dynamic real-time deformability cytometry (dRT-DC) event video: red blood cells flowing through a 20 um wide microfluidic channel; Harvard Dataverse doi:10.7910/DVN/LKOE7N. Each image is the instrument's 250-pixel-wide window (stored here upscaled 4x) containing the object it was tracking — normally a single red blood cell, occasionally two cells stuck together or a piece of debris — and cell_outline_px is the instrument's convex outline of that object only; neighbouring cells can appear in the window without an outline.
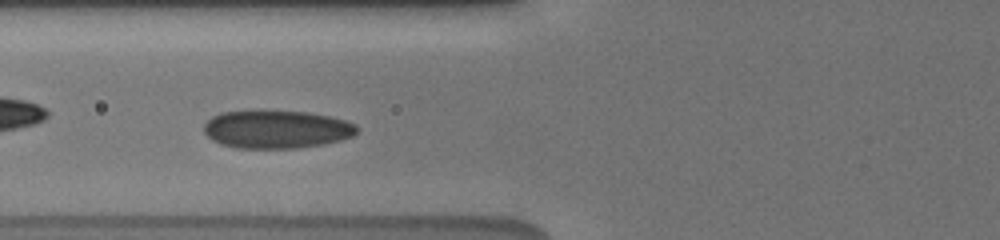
{"species": "human", "species_latin": "Homo sapiens", "temperature_condition": "cold", "stored_images_in_passage": 31, "camera_frame_rate_fps": 3000, "um_per_image_px": 0.085, "donor": {"sex": "male"}, "frame": {"image": 1, "passage_image": 11, "time_ms": 3.667, "image_size_px": [1000, 240], "cell_outline_px": [[360, 128], [352, 136], [340, 140], [324, 144], [296, 148], [236, 148], [220, 144], [212, 140], [204, 132], [204, 124], [212, 116], [220, 112], [260, 108], [308, 112], [332, 116], [356, 124]], "centroid_in_image_um": [23.48, 10.95], "position_along_channel_um": 102.3, "area_um2": 34.97}, "authors_computed_cell_mechanics": {"area_um2": 33.1772, "velocity_mm_per_s": 3.8209, "shape_relaxation_time_tau1_ms": null, "shape_relaxation_time_tau2_ms": 1.008, "deformation_change_tau1": null, "deformation_change_tau2": 0.0545}}